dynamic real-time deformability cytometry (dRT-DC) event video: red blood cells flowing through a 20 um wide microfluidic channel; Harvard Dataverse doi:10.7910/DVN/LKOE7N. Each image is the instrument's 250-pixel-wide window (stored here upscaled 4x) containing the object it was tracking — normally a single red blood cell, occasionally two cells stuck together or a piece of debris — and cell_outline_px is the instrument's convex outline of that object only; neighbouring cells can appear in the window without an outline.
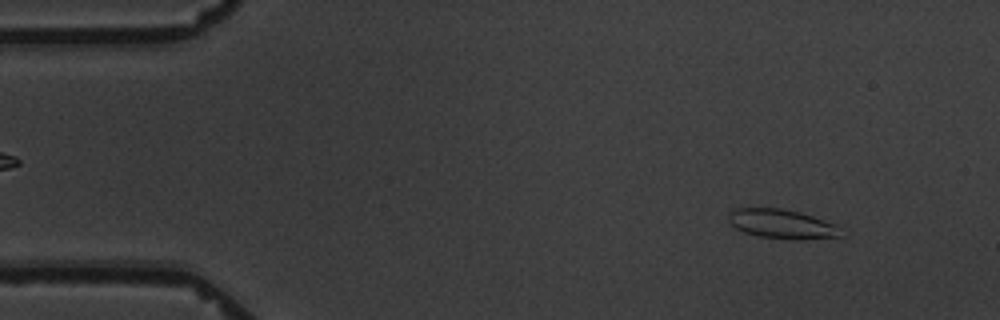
{"species": "common noctule bat (a hibernating species)", "species_latin": "Nyctalus noctula", "temperature_condition": "warm", "stored_images_in_passage": 4, "camera_frame_rate_fps": 3000, "um_per_image_px": 0.085, "animal": {"sex": "male", "body_mass_g": 19.5, "forearm_length_mm": 54.6}, "frame": {"image": 1, "passage_image": 1, "time_ms": 0.0, "image_size_px": [1000, 320], "cell_outline_px": [[840, 236], [800, 240], [792, 240], [756, 236], [744, 232], [736, 228], [728, 220], [728, 212], [736, 208], [780, 208], [800, 212], [836, 224]], "centroid_in_image_um": [66.4, 19.04], "position_along_channel_um": 18.6, "area_um2": 19.13}}